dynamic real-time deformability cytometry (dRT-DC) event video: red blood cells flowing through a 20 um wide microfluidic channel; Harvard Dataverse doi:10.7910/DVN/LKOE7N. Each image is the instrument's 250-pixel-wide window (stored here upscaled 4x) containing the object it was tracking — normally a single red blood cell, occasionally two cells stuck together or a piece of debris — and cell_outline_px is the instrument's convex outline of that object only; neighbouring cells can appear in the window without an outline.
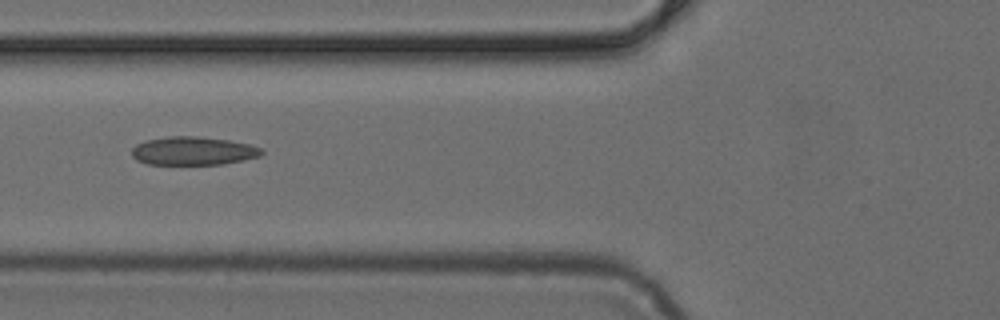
{"species": "common noctule bat (a hibernating species)", "species_latin": "Nyctalus noctula", "temperature_condition": "cold", "stored_images_in_passage": 6, "camera_frame_rate_fps": 3000, "um_per_image_px": 0.085, "animal": {"sex": "female", "body_mass_g": 24.6, "forearm_length_mm": 56.2}, "frame": {"image": 1, "passage_image": 6, "time_ms": 1.667, "image_size_px": [1000, 320], "cell_outline_px": [[264, 152], [260, 156], [244, 160], [224, 164], [148, 164], [136, 160], [132, 156], [132, 148], [136, 144], [144, 140], [168, 136], [196, 136], [228, 140], [252, 144], [264, 148]], "centroid_in_image_um": [16.45, 12.82], "position_along_channel_um": 109.4, "area_um2": 21.73}}